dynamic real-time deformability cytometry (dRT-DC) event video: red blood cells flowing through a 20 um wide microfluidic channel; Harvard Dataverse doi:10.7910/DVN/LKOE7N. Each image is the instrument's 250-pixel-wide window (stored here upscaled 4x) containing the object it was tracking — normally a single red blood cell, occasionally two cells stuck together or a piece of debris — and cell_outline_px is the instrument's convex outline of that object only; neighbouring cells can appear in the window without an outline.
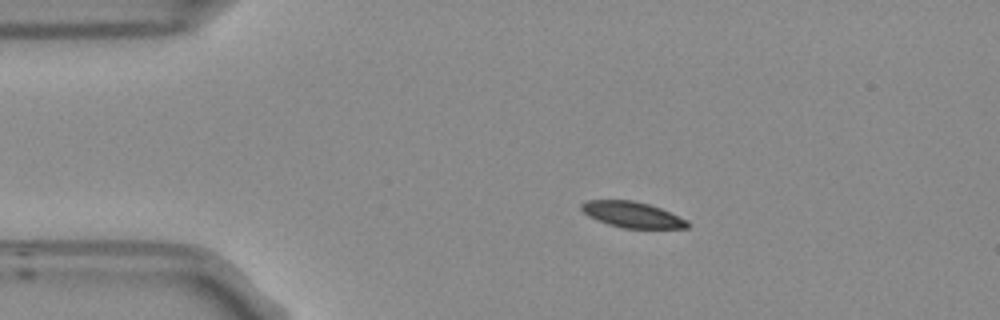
{"species": "Egyptian fruit bat (a non-hibernating species)", "species_latin": "Rousettus aegyptiacus", "temperature_condition": "room temperature", "stored_images_in_passage": 45, "camera_frame_rate_fps": 3000, "um_per_image_px": 0.085, "frame": {"image": 1, "passage_image": 1, "time_ms": 0.0, "image_size_px": [1000, 320], "cell_outline_px": [[692, 224], [688, 228], [624, 228], [608, 224], [596, 220], [588, 216], [580, 208], [580, 204], [588, 200], [632, 200], [648, 204], [660, 208], [688, 220]], "centroid_in_image_um": [53.75, 18.25], "position_along_channel_um": 31.3, "area_um2": 16.01}}
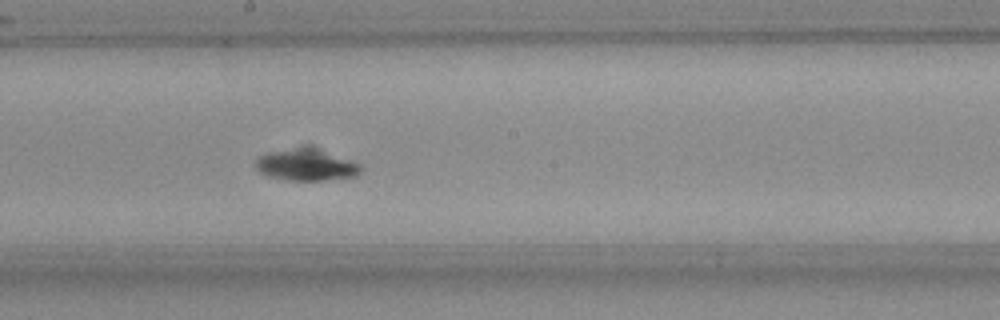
{"frame": {"image": 2, "passage_image": 20, "time_ms": 6.333, "image_size_px": [1000, 320], "cell_outline_px": [[360, 172], [356, 176], [324, 180], [280, 180], [268, 176], [260, 172], [256, 168], [256, 160], [260, 156], [268, 152], [316, 152], [348, 160], [360, 164]], "centroid_in_image_um": [25.97, 14.14], "position_along_channel_um": 222.2, "area_um2": 17.51}}
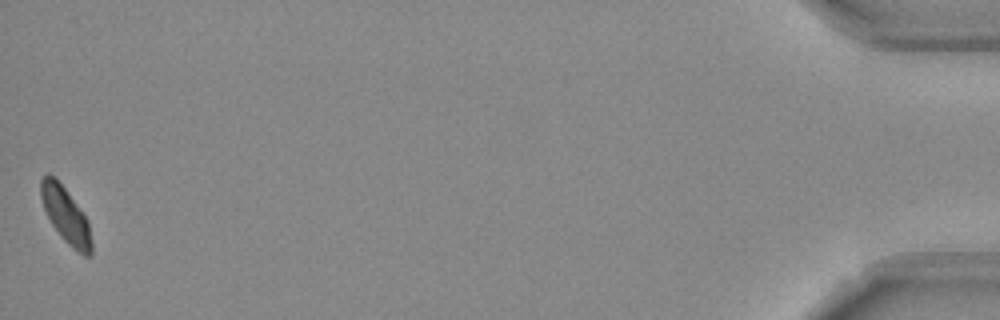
{"frame": {"image": 3, "passage_image": 45, "time_ms": 14.667, "image_size_px": [1000, 320], "cell_outline_px": [[92, 256], [84, 256], [72, 248], [60, 236], [52, 224], [44, 208], [40, 196], [40, 180], [48, 172], [64, 188], [88, 220], [92, 244]], "centroid_in_image_um": [5.59, 18.34], "position_along_channel_um": 429.6, "area_um2": 16.18}, "authors_computed_cell_mechanics": {"area_um2": 17.1088, "velocity_mm_per_s": 3.7034, "shape_relaxation_time_tau1_ms": 2.9557, "shape_relaxation_time_tau2_ms": 7.5963, "deformation_change_tau1": 0.0964, "deformation_change_tau2": 0.0829}}